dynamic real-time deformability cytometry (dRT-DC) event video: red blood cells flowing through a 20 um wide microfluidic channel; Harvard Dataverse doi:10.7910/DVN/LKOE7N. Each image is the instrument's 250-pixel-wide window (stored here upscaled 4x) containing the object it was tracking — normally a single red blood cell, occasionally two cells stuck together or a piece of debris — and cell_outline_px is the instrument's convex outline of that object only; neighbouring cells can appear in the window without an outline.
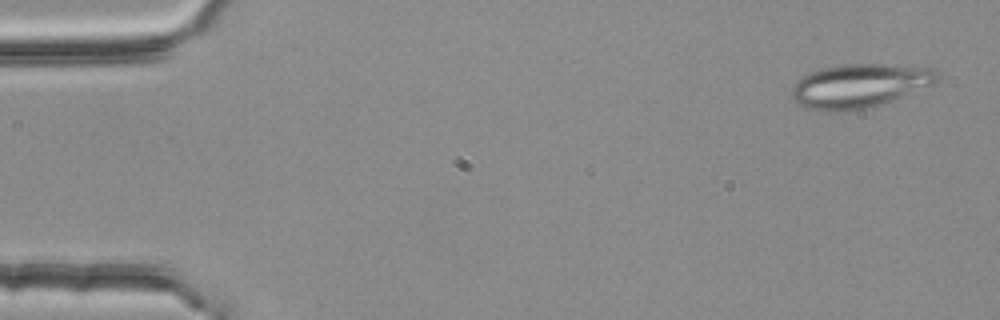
{"species": "common noctule bat (a hibernating species)", "species_latin": "Nyctalus noctula", "temperature_condition": "room temperature", "stored_images_in_passage": 54, "segment_of_instrument_passage": [1, 2], "camera_frame_rate_fps": 3000, "um_per_image_px": 0.085, "animal": {"sex": "female", "body_mass_g": 25.1}, "frame": {"image": 1, "passage_image": 3, "time_ms": 0.667, "image_size_px": [1000, 320], "cell_outline_px": [[940, 80], [932, 84], [872, 108], [840, 112], [824, 112], [808, 108], [796, 104], [792, 100], [788, 92], [792, 84], [796, 80], [812, 72], [824, 68], [844, 64], [924, 64], [936, 68], [940, 76]], "centroid_in_image_um": [73.08, 7.28], "position_along_channel_um": 11.9, "area_um2": 38.26}}